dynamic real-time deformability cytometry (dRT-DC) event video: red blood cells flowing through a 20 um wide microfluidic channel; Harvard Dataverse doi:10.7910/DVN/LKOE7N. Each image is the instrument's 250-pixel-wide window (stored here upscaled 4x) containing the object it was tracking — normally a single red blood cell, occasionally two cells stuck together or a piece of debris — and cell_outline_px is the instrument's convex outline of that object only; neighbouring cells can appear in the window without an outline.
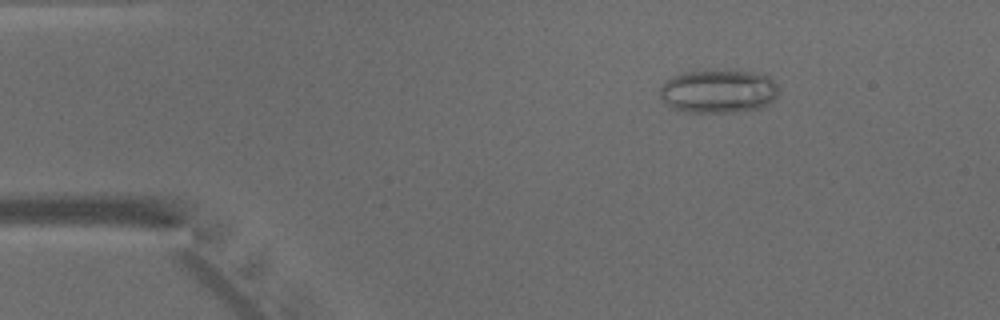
{"species": "common noctule bat (a hibernating species)", "species_latin": "Nyctalus noctula", "temperature_condition": "warm", "stored_images_in_passage": 46, "camera_frame_rate_fps": 3000, "um_per_image_px": 0.085, "animal": {"sex": "male", "body_mass_g": 15.6}, "frame": {"image": 1, "passage_image": 6, "time_ms": 1.667, "image_size_px": [1000, 320], "cell_outline_px": [[780, 88], [776, 96], [764, 108], [736, 112], [684, 112], [672, 108], [660, 96], [660, 88], [672, 76], [684, 72], [756, 72], [768, 76]], "centroid_in_image_um": [61.1, 7.79], "position_along_channel_um": 23.9, "area_um2": 29.71}}
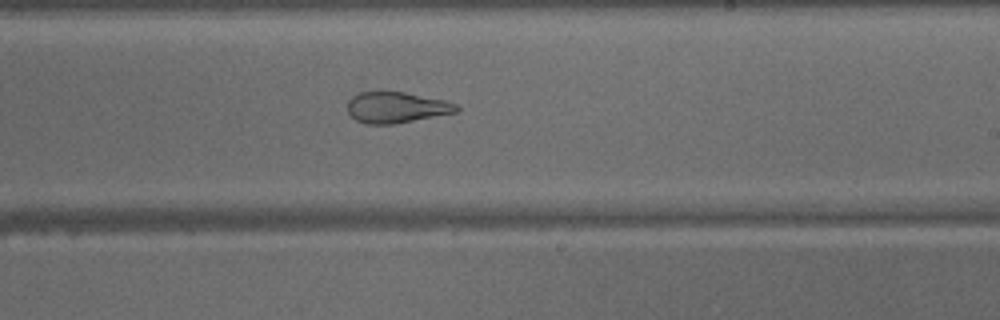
{"frame": {"image": 2, "passage_image": 27, "time_ms": 8.667, "image_size_px": [1000, 320], "cell_outline_px": [[460, 108], [456, 112], [396, 124], [364, 124], [356, 120], [348, 112], [348, 100], [352, 96], [360, 92], [404, 92], [444, 100], [456, 104]], "centroid_in_image_um": [33.67, 9.14], "position_along_channel_um": 255.3, "area_um2": 19.59}}
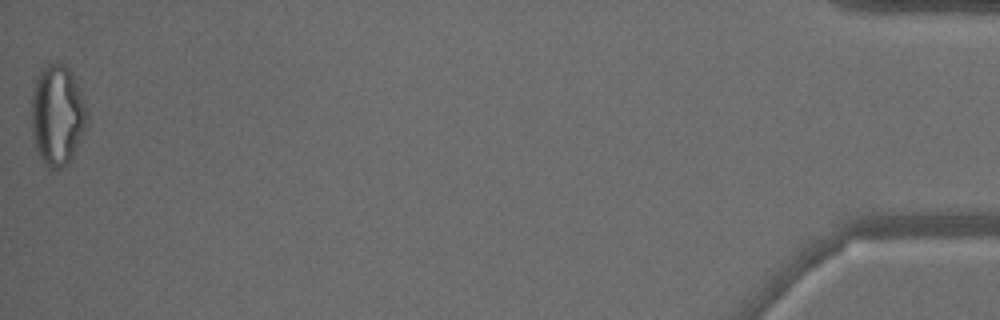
{"frame": {"image": 3, "passage_image": 46, "time_ms": 15.0, "image_size_px": [1000, 320], "cell_outline_px": [[88, 120], [76, 148], [68, 164], [52, 172], [44, 164], [36, 148], [32, 132], [32, 88], [36, 76], [48, 64], [56, 60], [60, 60], [72, 72], [88, 108]], "centroid_in_image_um": [4.88, 9.76], "position_along_channel_um": 430.3, "area_um2": 32.95}}